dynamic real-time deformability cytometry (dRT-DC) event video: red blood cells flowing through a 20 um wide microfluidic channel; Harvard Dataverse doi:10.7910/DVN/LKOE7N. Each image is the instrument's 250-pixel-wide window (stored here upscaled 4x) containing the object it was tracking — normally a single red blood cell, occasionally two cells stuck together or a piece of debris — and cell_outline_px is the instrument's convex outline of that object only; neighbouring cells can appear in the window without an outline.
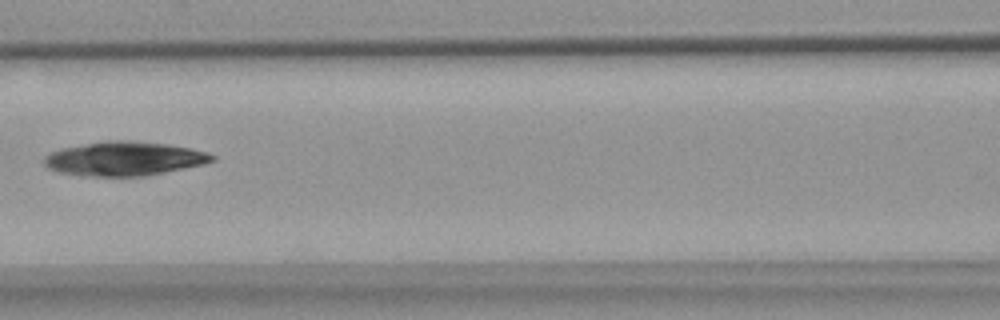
{"species": "common noctule bat (a hibernating species)", "species_latin": "Nyctalus noctula", "temperature_condition": "warm", "stored_images_in_passage": 9, "camera_frame_rate_fps": 3000, "um_per_image_px": 0.085, "animal": {"sex": "female", "body_mass_g": 18.4}, "frame": {"image": 1, "passage_image": 7, "time_ms": 7.0, "image_size_px": [1000, 320], "cell_outline_px": [[216, 160], [204, 164], [144, 176], [84, 176], [60, 172], [48, 168], [44, 164], [44, 156], [60, 148], [108, 140], [128, 140], [168, 144], [192, 148], [208, 152], [216, 156]], "centroid_in_image_um": [10.58, 13.48], "position_along_channel_um": 156.0, "area_um2": 33.41}}
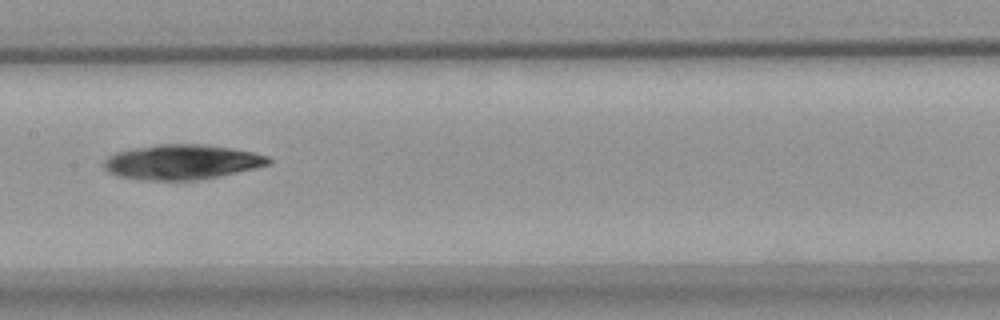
{"frame": {"image": 2, "passage_image": 8, "time_ms": 8.0, "image_size_px": [1000, 320], "cell_outline_px": [[272, 164], [256, 168], [196, 180], [148, 180], [120, 176], [108, 172], [104, 168], [104, 160], [108, 156], [116, 152], [132, 148], [160, 144], [204, 144], [252, 152], [268, 156], [272, 160]], "centroid_in_image_um": [15.46, 13.76], "position_along_channel_um": 191.9, "area_um2": 33.23}}
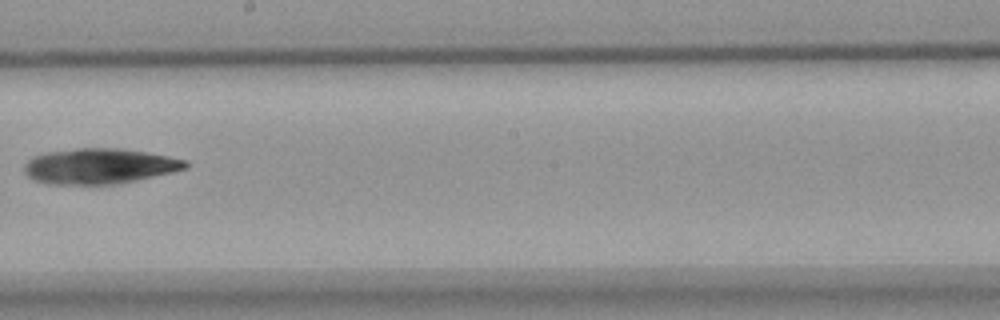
{"frame": {"image": 3, "passage_image": 9, "time_ms": 9.333, "image_size_px": [1000, 320], "cell_outline_px": [[188, 168], [172, 172], [136, 180], [116, 184], [52, 184], [36, 180], [28, 176], [24, 172], [24, 164], [32, 156], [44, 152], [76, 148], [120, 148], [148, 152], [188, 160]], "centroid_in_image_um": [8.45, 14.11], "position_along_channel_um": 239.7, "area_um2": 33.41}}